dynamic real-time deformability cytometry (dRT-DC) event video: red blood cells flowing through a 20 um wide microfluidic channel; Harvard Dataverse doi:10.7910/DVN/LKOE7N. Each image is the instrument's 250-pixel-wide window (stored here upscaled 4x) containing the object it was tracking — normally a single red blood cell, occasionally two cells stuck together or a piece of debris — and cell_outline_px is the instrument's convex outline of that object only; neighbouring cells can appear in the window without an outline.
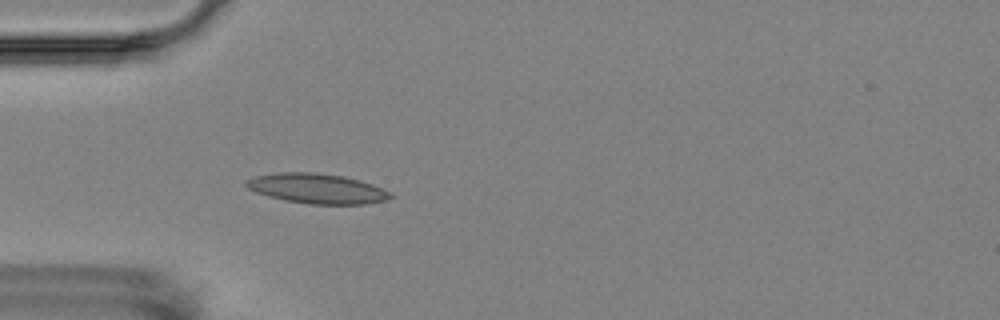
{"species": "Egyptian fruit bat (a non-hibernating species)", "species_latin": "Rousettus aegyptiacus", "temperature_condition": "room temperature", "stored_images_in_passage": 4, "camera_frame_rate_fps": 3000, "um_per_image_px": 0.085, "animal": {"sex": "female"}, "frame": {"image": 1, "passage_image": 4, "time_ms": 3.667, "image_size_px": [1000, 320], "cell_outline_px": [[392, 196], [384, 200], [368, 204], [308, 204], [284, 200], [268, 196], [256, 192], [248, 188], [244, 184], [244, 180], [252, 176], [280, 172], [316, 172], [344, 176], [360, 180], [372, 184], [392, 192]], "centroid_in_image_um": [26.91, 16.02], "position_along_channel_um": 58.1, "area_um2": 25.37}}